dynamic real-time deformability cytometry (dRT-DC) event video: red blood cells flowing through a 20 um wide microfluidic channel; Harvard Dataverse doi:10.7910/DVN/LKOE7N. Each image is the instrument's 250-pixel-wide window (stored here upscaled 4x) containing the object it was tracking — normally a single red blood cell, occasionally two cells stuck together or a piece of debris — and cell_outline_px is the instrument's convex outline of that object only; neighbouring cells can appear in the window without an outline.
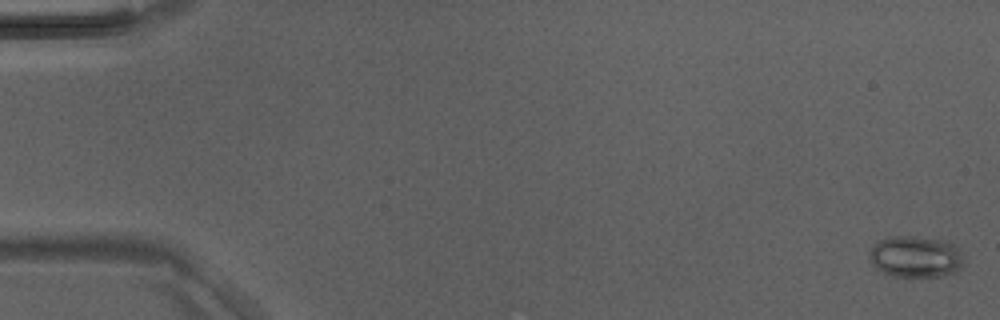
{"species": "Egyptian fruit bat (a non-hibernating species)", "species_latin": "Rousettus aegyptiacus", "temperature_condition": "room temperature", "stored_images_in_passage": 17, "camera_frame_rate_fps": 3000, "um_per_image_px": 0.085, "animal": {"sex": "male"}, "frame": {"image": 1, "passage_image": 1, "time_ms": 0.0, "image_size_px": [1000, 320], "cell_outline_px": [[964, 260], [960, 268], [952, 272], [940, 276], [888, 276], [880, 272], [876, 268], [868, 256], [868, 252], [880, 240], [888, 236], [916, 236], [940, 240], [952, 244], [960, 248]], "centroid_in_image_um": [77.8, 21.82], "position_along_channel_um": 7.2, "area_um2": 22.83}}